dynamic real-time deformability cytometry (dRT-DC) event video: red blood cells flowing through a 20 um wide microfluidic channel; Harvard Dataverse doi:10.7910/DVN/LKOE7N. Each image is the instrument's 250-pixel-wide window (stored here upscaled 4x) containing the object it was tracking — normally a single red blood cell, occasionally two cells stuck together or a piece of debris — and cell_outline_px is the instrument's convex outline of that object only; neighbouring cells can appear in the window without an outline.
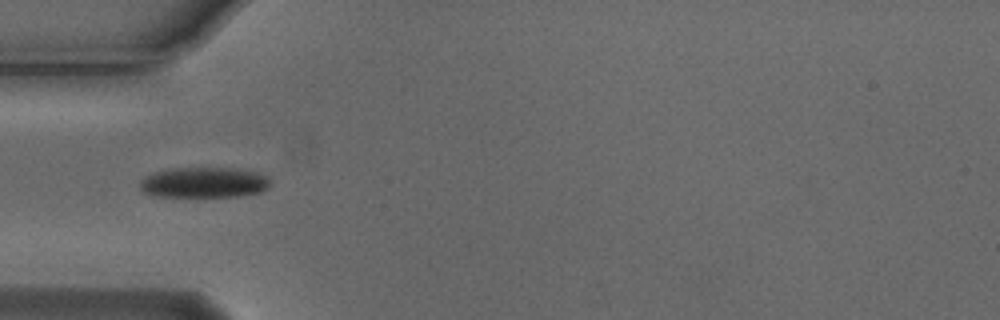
{"species": "Egyptian fruit bat (a non-hibernating species)", "species_latin": "Rousettus aegyptiacus", "temperature_condition": "cold", "stored_images_in_passage": 8, "camera_frame_rate_fps": 3000, "um_per_image_px": 0.085, "animal": {"sex": "male"}, "frame": {"image": 1, "passage_image": 5, "time_ms": 1.333, "image_size_px": [1000, 320], "cell_outline_px": [[268, 188], [260, 192], [236, 196], [152, 196], [144, 192], [140, 188], [140, 180], [144, 176], [168, 168], [232, 168], [256, 172], [268, 176]], "centroid_in_image_um": [17.3, 15.5], "position_along_channel_um": 67.7, "area_um2": 23.06}}
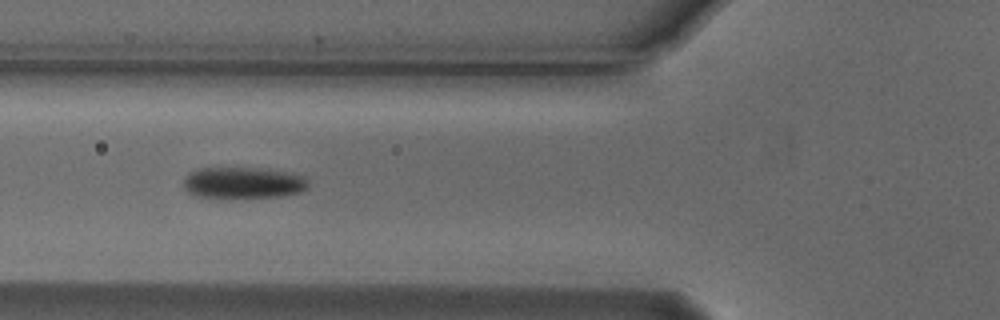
{"frame": {"image": 2, "passage_image": 6, "time_ms": 1.667, "image_size_px": [1000, 320], "cell_outline_px": [[308, 188], [300, 192], [284, 196], [196, 196], [188, 192], [184, 188], [184, 176], [188, 172], [200, 168], [260, 168], [288, 172], [304, 176], [308, 180]], "centroid_in_image_um": [20.68, 15.51], "position_along_channel_um": 105.1, "area_um2": 22.48}}
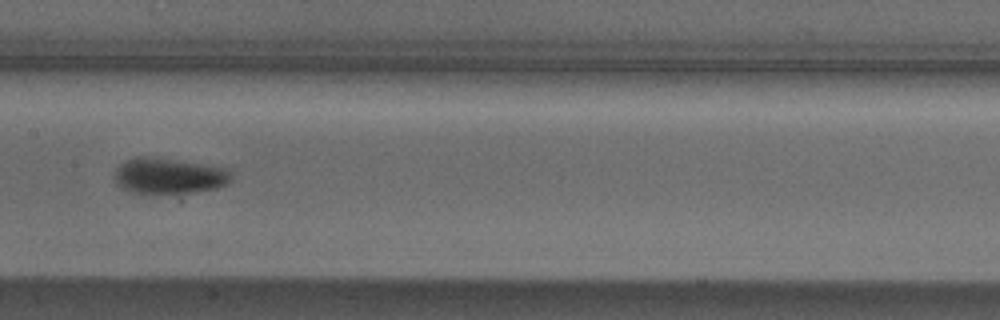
{"frame": {"image": 3, "passage_image": 8, "time_ms": 2.333, "image_size_px": [1000, 320], "cell_outline_px": [[232, 180], [228, 184], [216, 188], [196, 192], [168, 196], [148, 196], [132, 192], [120, 188], [116, 184], [116, 168], [124, 160], [136, 156], [148, 156], [228, 168]], "centroid_in_image_um": [14.32, 15.01], "position_along_channel_um": 193.1, "area_um2": 25.32}}